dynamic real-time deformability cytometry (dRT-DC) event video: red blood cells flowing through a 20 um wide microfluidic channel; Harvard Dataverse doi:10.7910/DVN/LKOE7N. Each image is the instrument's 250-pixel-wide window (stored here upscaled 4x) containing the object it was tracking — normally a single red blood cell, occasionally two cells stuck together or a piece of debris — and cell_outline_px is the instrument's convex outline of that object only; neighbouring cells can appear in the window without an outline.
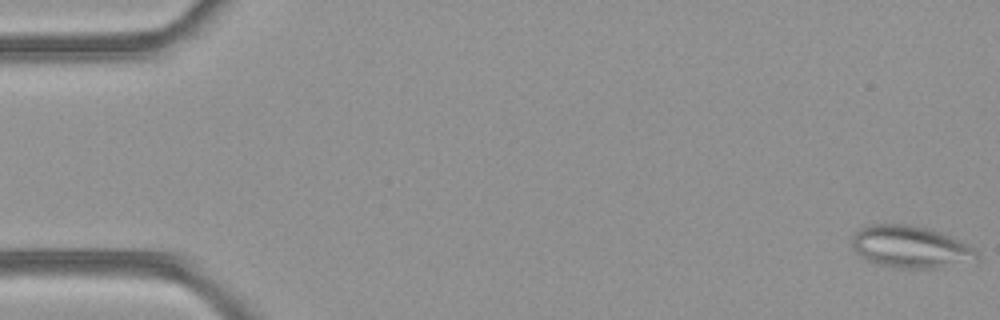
{"species": "common noctule bat (a hibernating species)", "species_latin": "Nyctalus noctula", "temperature_condition": "room temperature", "stored_images_in_passage": 51, "camera_frame_rate_fps": 3000, "um_per_image_px": 0.085, "animal": {"sex": "female", "body_mass_g": 21.9}, "frame": {"image": 1, "passage_image": 1, "time_ms": 0.0, "image_size_px": [1000, 320], "cell_outline_px": [[980, 260], [940, 268], [900, 268], [876, 264], [860, 256], [856, 252], [852, 244], [852, 236], [860, 228], [872, 224], [904, 224], [928, 228], [940, 232], [960, 240], [972, 248], [980, 256]], "centroid_in_image_um": [77.41, 21.0], "position_along_channel_um": 7.6, "area_um2": 30.69}}
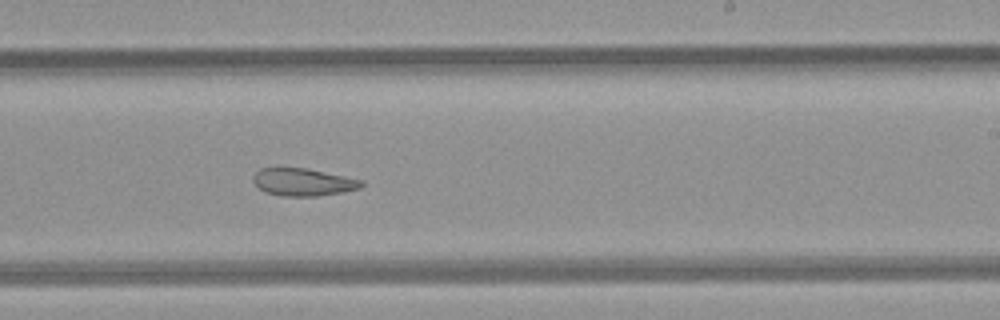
{"frame": {"image": 2, "passage_image": 31, "time_ms": 10.0, "image_size_px": [1000, 320], "cell_outline_px": [[364, 184], [360, 188], [344, 192], [316, 196], [284, 196], [264, 192], [252, 180], [252, 176], [260, 168], [304, 168], [364, 180]], "centroid_in_image_um": [25.77, 15.48], "position_along_channel_um": 263.2, "area_um2": 17.28}}
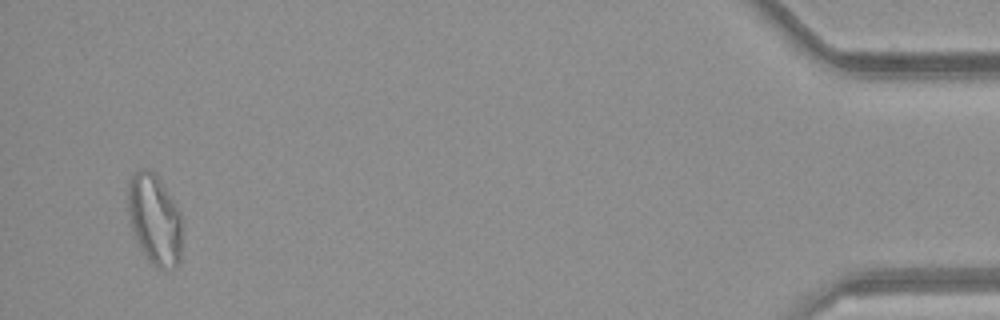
{"frame": {"image": 3, "passage_image": 49, "time_ms": 16.0, "image_size_px": [1000, 320], "cell_outline_px": [[180, 260], [176, 268], [156, 268], [148, 260], [140, 248], [132, 232], [128, 220], [128, 180], [136, 172], [144, 168], [148, 168], [160, 180], [180, 212]], "centroid_in_image_um": [13.1, 18.67], "position_along_channel_um": 422.1, "area_um2": 28.44}, "authors_computed_cell_mechanics": {"area_um2": 24.3916, "velocity_mm_per_s": 4.1061, "shape_relaxation_time_tau1_ms": null, "shape_relaxation_time_tau2_ms": 3.4122, "deformation_change_tau1": null, "deformation_change_tau2": 0.1055}}